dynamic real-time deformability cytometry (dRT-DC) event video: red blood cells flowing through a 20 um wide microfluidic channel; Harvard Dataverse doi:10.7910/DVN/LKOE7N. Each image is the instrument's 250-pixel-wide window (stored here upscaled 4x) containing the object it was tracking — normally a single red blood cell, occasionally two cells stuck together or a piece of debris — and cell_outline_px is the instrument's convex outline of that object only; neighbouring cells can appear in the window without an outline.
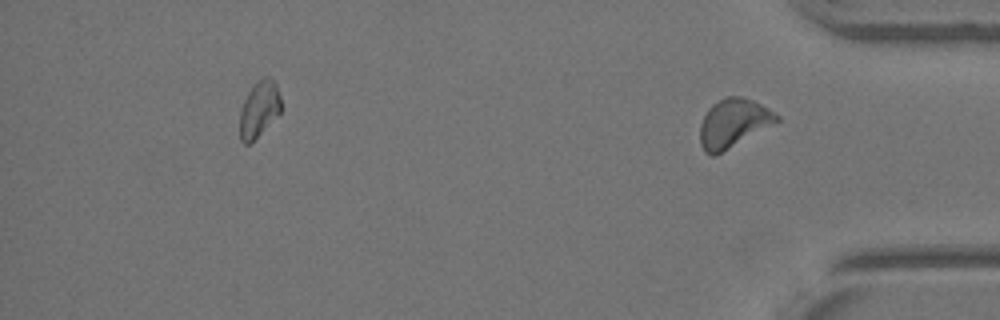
{"species": "Egyptian fruit bat (a non-hibernating species)", "species_latin": "Rousettus aegyptiacus", "temperature_condition": "warm", "stored_images_in_passage": 33, "segment_of_instrument_passage": [2, 2], "camera_frame_rate_fps": 3000, "um_per_image_px": 0.085, "animal": {"sex": "female"}, "frame": {"image": 1, "passage_image": 33, "time_ms": 10.667, "image_size_px": [1000, 320], "cell_outline_px": [[780, 120], [716, 156], [712, 156], [704, 152], [700, 144], [700, 124], [708, 108], [712, 104], [724, 96], [740, 96], [752, 100], [768, 108], [780, 116]], "centroid_in_image_um": [62.3, 10.47], "position_along_channel_um": 372.9, "area_um2": 21.73}}